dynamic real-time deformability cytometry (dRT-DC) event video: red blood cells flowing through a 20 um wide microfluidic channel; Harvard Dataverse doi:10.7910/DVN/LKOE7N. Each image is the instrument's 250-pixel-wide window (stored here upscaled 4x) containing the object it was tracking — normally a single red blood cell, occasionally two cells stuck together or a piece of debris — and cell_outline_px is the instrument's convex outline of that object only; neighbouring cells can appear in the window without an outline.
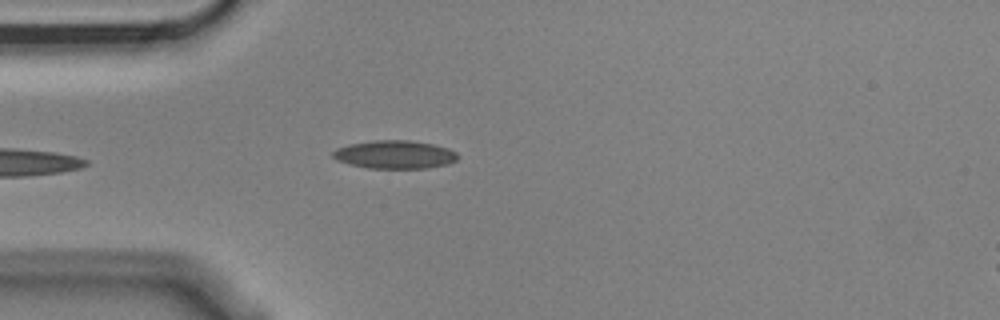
{"species": "Egyptian fruit bat (a non-hibernating species)", "species_latin": "Rousettus aegyptiacus", "temperature_condition": "cold", "stored_images_in_passage": 4, "camera_frame_rate_fps": 3000, "um_per_image_px": 0.085, "animal": {"sex": "male"}, "frame": {"image": 1, "passage_image": 4, "time_ms": 1.0, "image_size_px": [1000, 320], "cell_outline_px": [[460, 156], [456, 160], [448, 164], [428, 168], [368, 168], [348, 164], [336, 160], [332, 156], [332, 152], [336, 148], [348, 144], [376, 140], [408, 140], [432, 144], [448, 148], [456, 152]], "centroid_in_image_um": [33.54, 13.14], "position_along_channel_um": 51.5, "area_um2": 20.63}}